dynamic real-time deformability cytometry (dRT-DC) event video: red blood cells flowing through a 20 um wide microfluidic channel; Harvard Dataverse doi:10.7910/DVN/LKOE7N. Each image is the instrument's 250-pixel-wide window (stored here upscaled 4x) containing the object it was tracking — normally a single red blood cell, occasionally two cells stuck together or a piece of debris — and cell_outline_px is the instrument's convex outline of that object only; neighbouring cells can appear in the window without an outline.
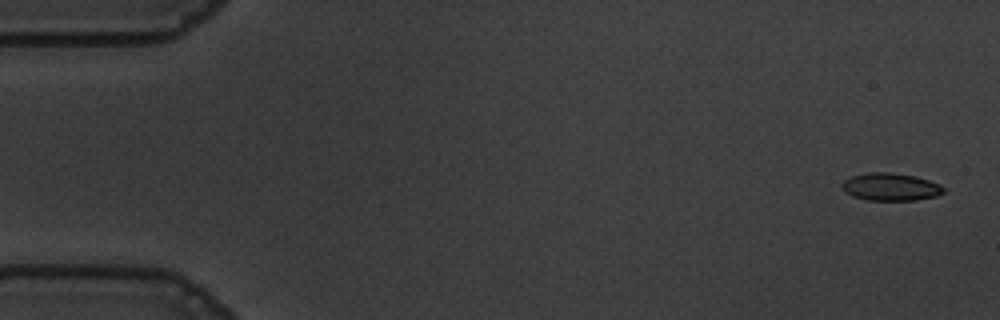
{"species": "common noctule bat (a hibernating species)", "species_latin": "Nyctalus noctula", "temperature_condition": "warm", "stored_images_in_passage": 55, "camera_frame_rate_fps": 3000, "um_per_image_px": 0.085, "animal": {"sex": "male", "body_mass_g": 19.5, "forearm_length_mm": 54.6}, "frame": {"image": 1, "passage_image": 1, "time_ms": 0.0, "image_size_px": [1000, 320], "cell_outline_px": [[944, 192], [936, 196], [916, 200], [868, 200], [852, 196], [844, 192], [840, 188], [840, 184], [844, 180], [852, 176], [868, 172], [888, 172], [916, 176], [940, 184], [944, 188]], "centroid_in_image_um": [75.66, 15.88], "position_along_channel_um": 9.3, "area_um2": 16.47}}
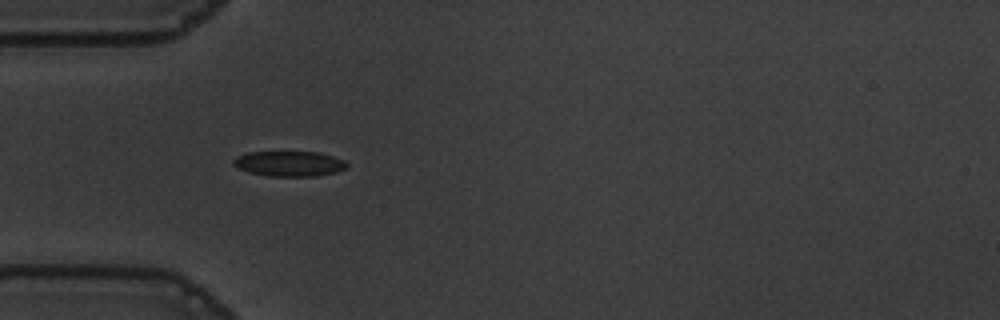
{"frame": {"image": 2, "passage_image": 16, "time_ms": 5.0, "image_size_px": [1000, 320], "cell_outline_px": [[348, 164], [344, 168], [336, 172], [316, 176], [268, 176], [248, 172], [232, 164], [232, 160], [236, 156], [248, 152], [320, 152], [344, 160]], "centroid_in_image_um": [24.56, 13.91], "position_along_channel_um": 60.4, "area_um2": 16.65}}
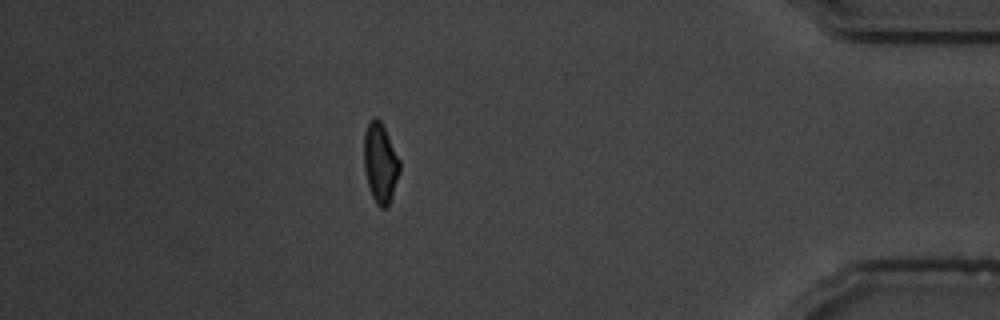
{"frame": {"image": 3, "passage_image": 48, "time_ms": 15.667, "image_size_px": [1000, 320], "cell_outline_px": [[400, 172], [388, 208], [380, 208], [376, 204], [372, 196], [368, 184], [364, 168], [364, 132], [372, 116], [376, 116], [380, 120], [400, 160]], "centroid_in_image_um": [32.32, 13.86], "position_along_channel_um": 402.9, "area_um2": 16.65}, "authors_computed_cell_mechanics": {"area_um2": 16.6464, "velocity_mm_per_s": 3.6345, "shape_relaxation_time_tau1_ms": 4.5367, "shape_relaxation_time_tau2_ms": 0.9892, "deformation_change_tau1": 0.1462, "deformation_change_tau2": 0.0698}}